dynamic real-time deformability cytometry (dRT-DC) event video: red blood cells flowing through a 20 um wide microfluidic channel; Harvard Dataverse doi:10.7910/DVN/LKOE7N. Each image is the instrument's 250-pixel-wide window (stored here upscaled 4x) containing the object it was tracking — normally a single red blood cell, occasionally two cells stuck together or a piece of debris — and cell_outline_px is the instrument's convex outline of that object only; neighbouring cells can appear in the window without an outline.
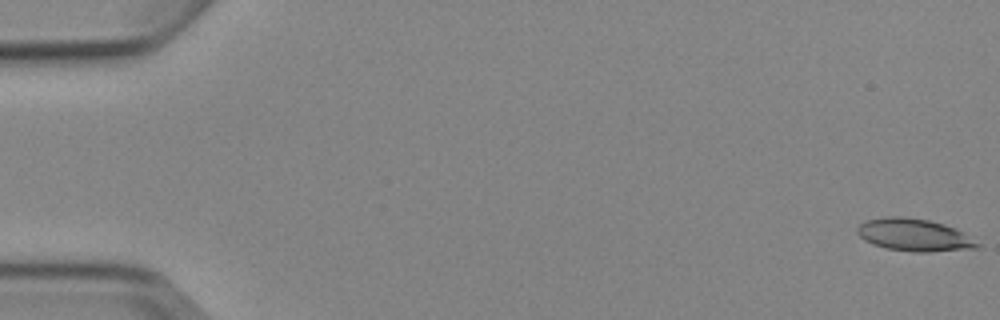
{"species": "Egyptian fruit bat (a non-hibernating species)", "species_latin": "Rousettus aegyptiacus", "temperature_condition": "cold", "stored_images_in_passage": 6, "camera_frame_rate_fps": 3000, "um_per_image_px": 0.085, "animal": {"sex": "female"}, "frame": {"image": 1, "passage_image": 1, "time_ms": 0.0, "image_size_px": [1000, 320], "cell_outline_px": [[980, 248], [928, 252], [912, 252], [884, 248], [872, 244], [864, 240], [856, 232], [856, 228], [860, 224], [868, 220], [888, 216], [904, 216], [928, 220], [944, 224], [960, 232], [980, 244]], "centroid_in_image_um": [77.65, 19.98], "position_along_channel_um": 7.4, "area_um2": 22.54}}